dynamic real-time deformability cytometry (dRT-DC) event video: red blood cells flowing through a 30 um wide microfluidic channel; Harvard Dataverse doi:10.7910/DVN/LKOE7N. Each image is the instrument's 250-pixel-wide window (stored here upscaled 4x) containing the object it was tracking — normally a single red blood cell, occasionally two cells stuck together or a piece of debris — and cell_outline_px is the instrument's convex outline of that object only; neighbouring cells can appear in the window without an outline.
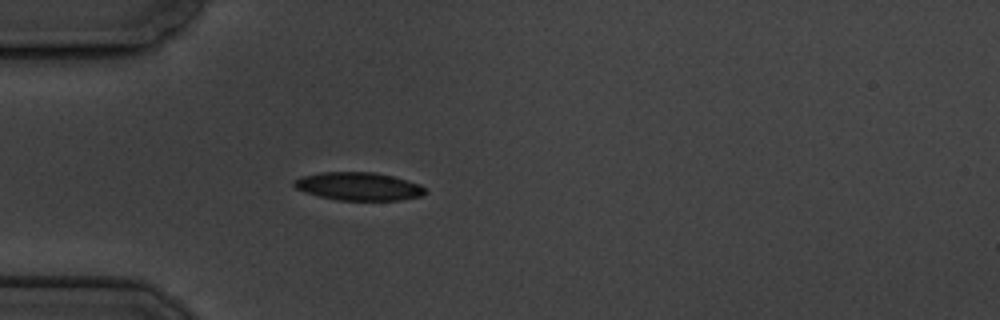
{"species": "common noctule bat (a hibernating species)", "species_latin": "Nyctalus noctula", "temperature_condition": "cold", "stored_images_in_passage": 4, "camera_frame_rate_fps": 3000, "um_per_image_px": 0.085, "animal": {"sex": "male", "body_mass_g": 19.5, "forearm_length_mm": 54.6}, "frame": {"image": 1, "passage_image": 4, "time_ms": 3.667, "image_size_px": [1000, 320], "cell_outline_px": [[428, 192], [424, 196], [400, 200], [336, 200], [304, 192], [296, 188], [292, 184], [296, 180], [304, 176], [320, 172], [372, 172], [392, 176], [420, 184]], "centroid_in_image_um": [30.52, 15.85], "position_along_channel_um": 54.5, "area_um2": 21.39}}